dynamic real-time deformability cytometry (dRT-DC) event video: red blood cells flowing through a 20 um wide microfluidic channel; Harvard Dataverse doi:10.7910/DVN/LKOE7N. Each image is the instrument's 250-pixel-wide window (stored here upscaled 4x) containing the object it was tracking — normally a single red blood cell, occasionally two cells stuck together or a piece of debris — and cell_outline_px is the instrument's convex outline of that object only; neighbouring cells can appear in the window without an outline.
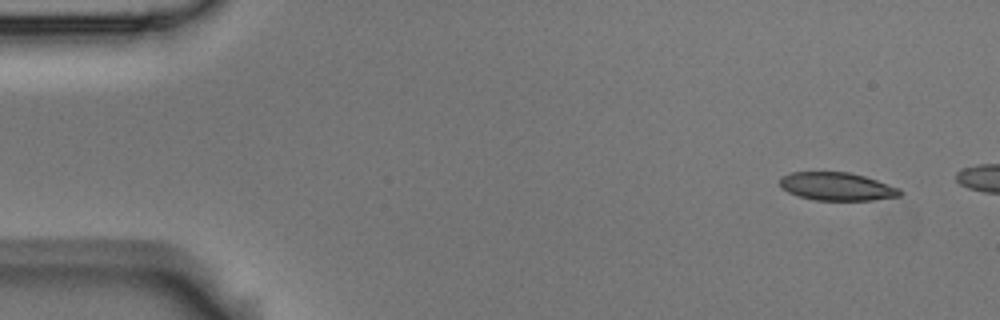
{"species": "Egyptian fruit bat (a non-hibernating species)", "species_latin": "Rousettus aegyptiacus", "temperature_condition": "room temperature", "stored_images_in_passage": 4, "camera_frame_rate_fps": 3000, "um_per_image_px": 0.085, "animal": {"sex": "male"}, "frame": {"image": 1, "passage_image": 1, "time_ms": 0.0, "image_size_px": [1000, 320], "cell_outline_px": [[904, 192], [900, 196], [872, 200], [816, 200], [796, 196], [780, 188], [780, 176], [792, 172], [848, 172], [864, 176], [900, 188]], "centroid_in_image_um": [71.11, 15.85], "position_along_channel_um": 13.9, "area_um2": 19.77}}